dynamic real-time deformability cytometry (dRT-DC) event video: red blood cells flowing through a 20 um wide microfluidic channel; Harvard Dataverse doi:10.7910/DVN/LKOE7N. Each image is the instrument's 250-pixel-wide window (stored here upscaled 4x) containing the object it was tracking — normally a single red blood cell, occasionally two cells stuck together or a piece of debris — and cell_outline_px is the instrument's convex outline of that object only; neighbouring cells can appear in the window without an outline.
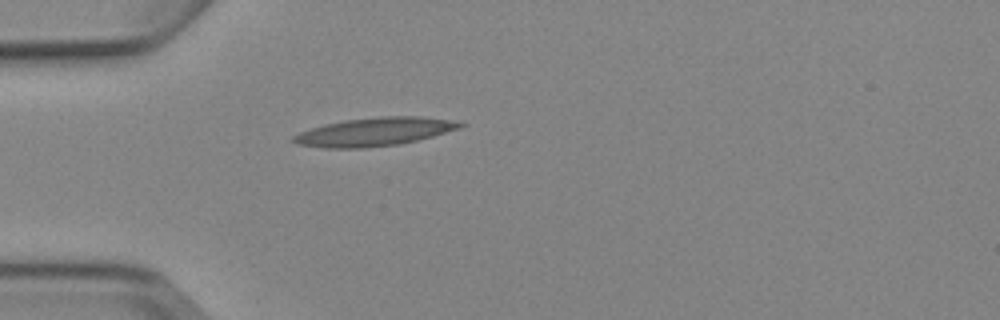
{"species": "Egyptian fruit bat (a non-hibernating species)", "species_latin": "Rousettus aegyptiacus", "temperature_condition": "cold", "stored_images_in_passage": 1, "camera_frame_rate_fps": 3000, "um_per_image_px": 0.085, "animal": {"sex": "female"}, "frame": {"image": 1, "passage_image": 1, "time_ms": 0.0, "image_size_px": [1000, 320], "cell_outline_px": [[468, 124], [460, 128], [432, 136], [400, 144], [364, 148], [324, 148], [296, 144], [288, 140], [292, 136], [300, 132], [324, 124], [344, 120], [380, 116], [420, 116], [452, 120]], "centroid_in_image_um": [31.8, 11.2], "position_along_channel_um": 53.2, "area_um2": 27.69}}